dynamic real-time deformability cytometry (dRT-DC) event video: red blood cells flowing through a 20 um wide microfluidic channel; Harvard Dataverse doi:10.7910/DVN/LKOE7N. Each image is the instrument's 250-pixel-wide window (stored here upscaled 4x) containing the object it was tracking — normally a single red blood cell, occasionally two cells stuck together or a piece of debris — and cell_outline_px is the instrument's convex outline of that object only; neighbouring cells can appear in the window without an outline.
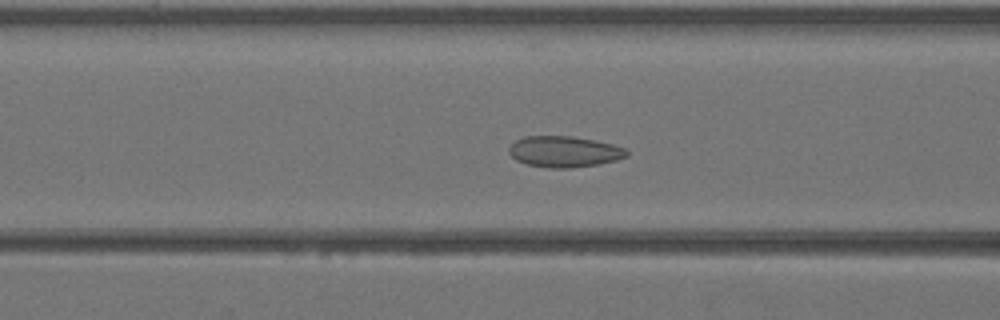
{"species": "Egyptian fruit bat (a non-hibernating species)", "species_latin": "Rousettus aegyptiacus", "temperature_condition": "warm", "stored_images_in_passage": 33, "camera_frame_rate_fps": 3000, "um_per_image_px": 0.085, "animal": {"sex": "female"}, "frame": {"image": 1, "passage_image": 7, "time_ms": 2.0, "image_size_px": [1000, 320], "cell_outline_px": [[628, 156], [616, 160], [596, 164], [572, 168], [548, 168], [528, 164], [516, 160], [508, 152], [508, 148], [516, 140], [524, 136], [572, 136], [612, 144], [628, 148]], "centroid_in_image_um": [47.96, 12.89], "position_along_channel_um": 118.6, "area_um2": 21.27}}
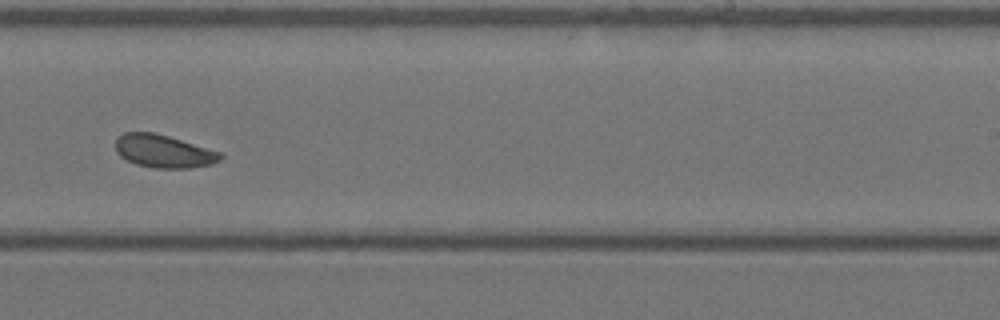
{"frame": {"image": 2, "passage_image": 17, "time_ms": 5.333, "image_size_px": [1000, 320], "cell_outline_px": [[224, 156], [220, 160], [212, 164], [188, 168], [152, 168], [136, 164], [120, 156], [116, 152], [116, 140], [124, 132], [156, 132], [220, 152]], "centroid_in_image_um": [13.9, 12.86], "position_along_channel_um": 275.1, "area_um2": 20.06}}
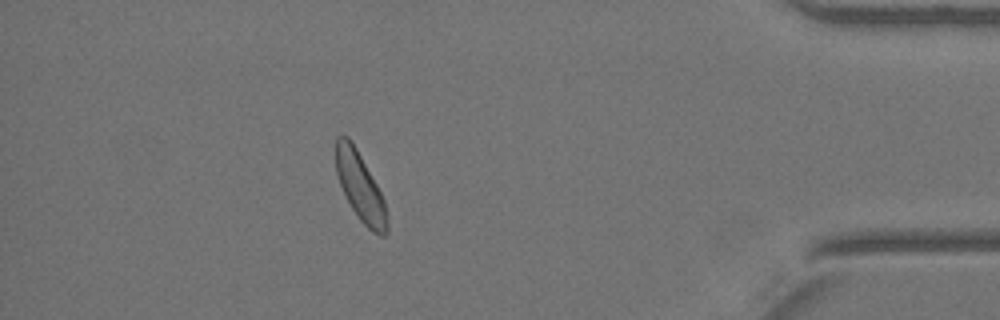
{"frame": {"image": 3, "passage_image": 28, "time_ms": 9.0, "image_size_px": [1000, 320], "cell_outline_px": [[388, 232], [384, 236], [380, 236], [372, 232], [360, 220], [352, 208], [340, 184], [336, 172], [336, 136], [344, 132], [352, 140], [376, 184], [384, 200], [388, 216]], "centroid_in_image_um": [30.62, 15.86], "position_along_channel_um": 404.6, "area_um2": 20.4}}